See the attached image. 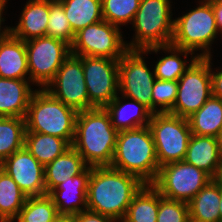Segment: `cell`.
I'll list each match as a JSON object with an SVG mask.
<instances>
[{
	"mask_svg": "<svg viewBox=\"0 0 222 222\" xmlns=\"http://www.w3.org/2000/svg\"><path fill=\"white\" fill-rule=\"evenodd\" d=\"M144 184L137 176L111 166L92 167L87 209L122 222L134 195Z\"/></svg>",
	"mask_w": 222,
	"mask_h": 222,
	"instance_id": "obj_1",
	"label": "cell"
},
{
	"mask_svg": "<svg viewBox=\"0 0 222 222\" xmlns=\"http://www.w3.org/2000/svg\"><path fill=\"white\" fill-rule=\"evenodd\" d=\"M118 131L105 108L79 111L72 147L90 167L110 166Z\"/></svg>",
	"mask_w": 222,
	"mask_h": 222,
	"instance_id": "obj_2",
	"label": "cell"
},
{
	"mask_svg": "<svg viewBox=\"0 0 222 222\" xmlns=\"http://www.w3.org/2000/svg\"><path fill=\"white\" fill-rule=\"evenodd\" d=\"M110 166L137 176L145 184L156 180L160 166L149 126L118 132Z\"/></svg>",
	"mask_w": 222,
	"mask_h": 222,
	"instance_id": "obj_3",
	"label": "cell"
},
{
	"mask_svg": "<svg viewBox=\"0 0 222 222\" xmlns=\"http://www.w3.org/2000/svg\"><path fill=\"white\" fill-rule=\"evenodd\" d=\"M78 111L65 105L46 89H35L25 116L26 131L57 136L71 145Z\"/></svg>",
	"mask_w": 222,
	"mask_h": 222,
	"instance_id": "obj_4",
	"label": "cell"
},
{
	"mask_svg": "<svg viewBox=\"0 0 222 222\" xmlns=\"http://www.w3.org/2000/svg\"><path fill=\"white\" fill-rule=\"evenodd\" d=\"M170 0H141L133 22L135 35L128 50L170 45L174 31ZM135 36V37H134Z\"/></svg>",
	"mask_w": 222,
	"mask_h": 222,
	"instance_id": "obj_5",
	"label": "cell"
},
{
	"mask_svg": "<svg viewBox=\"0 0 222 222\" xmlns=\"http://www.w3.org/2000/svg\"><path fill=\"white\" fill-rule=\"evenodd\" d=\"M218 28L210 2L199 1V6L174 19L171 45L192 51L198 57H211V44L217 38Z\"/></svg>",
	"mask_w": 222,
	"mask_h": 222,
	"instance_id": "obj_6",
	"label": "cell"
},
{
	"mask_svg": "<svg viewBox=\"0 0 222 222\" xmlns=\"http://www.w3.org/2000/svg\"><path fill=\"white\" fill-rule=\"evenodd\" d=\"M159 166L184 161L192 135L188 118L153 113L149 122Z\"/></svg>",
	"mask_w": 222,
	"mask_h": 222,
	"instance_id": "obj_7",
	"label": "cell"
},
{
	"mask_svg": "<svg viewBox=\"0 0 222 222\" xmlns=\"http://www.w3.org/2000/svg\"><path fill=\"white\" fill-rule=\"evenodd\" d=\"M211 96L210 57H198L179 78L177 98L168 113L188 118Z\"/></svg>",
	"mask_w": 222,
	"mask_h": 222,
	"instance_id": "obj_8",
	"label": "cell"
},
{
	"mask_svg": "<svg viewBox=\"0 0 222 222\" xmlns=\"http://www.w3.org/2000/svg\"><path fill=\"white\" fill-rule=\"evenodd\" d=\"M30 81L45 87L53 80L62 63L71 54V46L62 40L42 36L25 41Z\"/></svg>",
	"mask_w": 222,
	"mask_h": 222,
	"instance_id": "obj_9",
	"label": "cell"
},
{
	"mask_svg": "<svg viewBox=\"0 0 222 222\" xmlns=\"http://www.w3.org/2000/svg\"><path fill=\"white\" fill-rule=\"evenodd\" d=\"M121 29L104 19L75 33L71 54L120 60L128 51Z\"/></svg>",
	"mask_w": 222,
	"mask_h": 222,
	"instance_id": "obj_10",
	"label": "cell"
},
{
	"mask_svg": "<svg viewBox=\"0 0 222 222\" xmlns=\"http://www.w3.org/2000/svg\"><path fill=\"white\" fill-rule=\"evenodd\" d=\"M210 180L203 170L178 161L161 166L152 185L164 198L189 203Z\"/></svg>",
	"mask_w": 222,
	"mask_h": 222,
	"instance_id": "obj_11",
	"label": "cell"
},
{
	"mask_svg": "<svg viewBox=\"0 0 222 222\" xmlns=\"http://www.w3.org/2000/svg\"><path fill=\"white\" fill-rule=\"evenodd\" d=\"M144 50H128L119 60V92L123 99H134L152 112V89L156 80L142 55Z\"/></svg>",
	"mask_w": 222,
	"mask_h": 222,
	"instance_id": "obj_12",
	"label": "cell"
},
{
	"mask_svg": "<svg viewBox=\"0 0 222 222\" xmlns=\"http://www.w3.org/2000/svg\"><path fill=\"white\" fill-rule=\"evenodd\" d=\"M82 60L89 102L104 108L119 95V60L78 56Z\"/></svg>",
	"mask_w": 222,
	"mask_h": 222,
	"instance_id": "obj_13",
	"label": "cell"
},
{
	"mask_svg": "<svg viewBox=\"0 0 222 222\" xmlns=\"http://www.w3.org/2000/svg\"><path fill=\"white\" fill-rule=\"evenodd\" d=\"M45 89L78 112L95 108L89 102L82 60L78 56L70 54Z\"/></svg>",
	"mask_w": 222,
	"mask_h": 222,
	"instance_id": "obj_14",
	"label": "cell"
},
{
	"mask_svg": "<svg viewBox=\"0 0 222 222\" xmlns=\"http://www.w3.org/2000/svg\"><path fill=\"white\" fill-rule=\"evenodd\" d=\"M27 197L46 195L44 166L26 147L14 152L1 163Z\"/></svg>",
	"mask_w": 222,
	"mask_h": 222,
	"instance_id": "obj_15",
	"label": "cell"
},
{
	"mask_svg": "<svg viewBox=\"0 0 222 222\" xmlns=\"http://www.w3.org/2000/svg\"><path fill=\"white\" fill-rule=\"evenodd\" d=\"M92 167L59 184L48 195L60 216H73L87 209V191Z\"/></svg>",
	"mask_w": 222,
	"mask_h": 222,
	"instance_id": "obj_16",
	"label": "cell"
},
{
	"mask_svg": "<svg viewBox=\"0 0 222 222\" xmlns=\"http://www.w3.org/2000/svg\"><path fill=\"white\" fill-rule=\"evenodd\" d=\"M30 80L0 78V117L25 118L32 94Z\"/></svg>",
	"mask_w": 222,
	"mask_h": 222,
	"instance_id": "obj_17",
	"label": "cell"
},
{
	"mask_svg": "<svg viewBox=\"0 0 222 222\" xmlns=\"http://www.w3.org/2000/svg\"><path fill=\"white\" fill-rule=\"evenodd\" d=\"M118 95L104 108L110 116L113 127L119 132L149 126L152 112L134 99L123 103Z\"/></svg>",
	"mask_w": 222,
	"mask_h": 222,
	"instance_id": "obj_18",
	"label": "cell"
},
{
	"mask_svg": "<svg viewBox=\"0 0 222 222\" xmlns=\"http://www.w3.org/2000/svg\"><path fill=\"white\" fill-rule=\"evenodd\" d=\"M12 35L23 41L46 36L49 19V0H28Z\"/></svg>",
	"mask_w": 222,
	"mask_h": 222,
	"instance_id": "obj_19",
	"label": "cell"
},
{
	"mask_svg": "<svg viewBox=\"0 0 222 222\" xmlns=\"http://www.w3.org/2000/svg\"><path fill=\"white\" fill-rule=\"evenodd\" d=\"M25 41L11 35L0 44V78L30 80Z\"/></svg>",
	"mask_w": 222,
	"mask_h": 222,
	"instance_id": "obj_20",
	"label": "cell"
},
{
	"mask_svg": "<svg viewBox=\"0 0 222 222\" xmlns=\"http://www.w3.org/2000/svg\"><path fill=\"white\" fill-rule=\"evenodd\" d=\"M87 167L82 156L71 146L44 167L47 194L68 178L81 174Z\"/></svg>",
	"mask_w": 222,
	"mask_h": 222,
	"instance_id": "obj_21",
	"label": "cell"
},
{
	"mask_svg": "<svg viewBox=\"0 0 222 222\" xmlns=\"http://www.w3.org/2000/svg\"><path fill=\"white\" fill-rule=\"evenodd\" d=\"M222 157L216 137L192 134L184 161L206 172L211 178Z\"/></svg>",
	"mask_w": 222,
	"mask_h": 222,
	"instance_id": "obj_22",
	"label": "cell"
},
{
	"mask_svg": "<svg viewBox=\"0 0 222 222\" xmlns=\"http://www.w3.org/2000/svg\"><path fill=\"white\" fill-rule=\"evenodd\" d=\"M160 50H163L170 55L162 57L156 62L153 70L156 79L159 80L178 81L190 65L198 58L197 55L192 56L194 54L192 51L181 49L171 44L165 46H153L144 49V54L148 55V52L150 53L151 51L157 53ZM189 53L192 56V59H190L191 62L187 65V59L183 60L180 56L184 55V58H187Z\"/></svg>",
	"mask_w": 222,
	"mask_h": 222,
	"instance_id": "obj_23",
	"label": "cell"
},
{
	"mask_svg": "<svg viewBox=\"0 0 222 222\" xmlns=\"http://www.w3.org/2000/svg\"><path fill=\"white\" fill-rule=\"evenodd\" d=\"M221 187L210 180L188 203L189 217L204 222H220Z\"/></svg>",
	"mask_w": 222,
	"mask_h": 222,
	"instance_id": "obj_24",
	"label": "cell"
},
{
	"mask_svg": "<svg viewBox=\"0 0 222 222\" xmlns=\"http://www.w3.org/2000/svg\"><path fill=\"white\" fill-rule=\"evenodd\" d=\"M188 121L192 134L216 137L222 129V99L211 96Z\"/></svg>",
	"mask_w": 222,
	"mask_h": 222,
	"instance_id": "obj_25",
	"label": "cell"
},
{
	"mask_svg": "<svg viewBox=\"0 0 222 222\" xmlns=\"http://www.w3.org/2000/svg\"><path fill=\"white\" fill-rule=\"evenodd\" d=\"M71 146L57 136L28 131L25 134V147L44 167Z\"/></svg>",
	"mask_w": 222,
	"mask_h": 222,
	"instance_id": "obj_26",
	"label": "cell"
},
{
	"mask_svg": "<svg viewBox=\"0 0 222 222\" xmlns=\"http://www.w3.org/2000/svg\"><path fill=\"white\" fill-rule=\"evenodd\" d=\"M159 191L144 184L134 195L122 222H157Z\"/></svg>",
	"mask_w": 222,
	"mask_h": 222,
	"instance_id": "obj_27",
	"label": "cell"
},
{
	"mask_svg": "<svg viewBox=\"0 0 222 222\" xmlns=\"http://www.w3.org/2000/svg\"><path fill=\"white\" fill-rule=\"evenodd\" d=\"M75 34L88 25L103 20L102 0H59Z\"/></svg>",
	"mask_w": 222,
	"mask_h": 222,
	"instance_id": "obj_28",
	"label": "cell"
},
{
	"mask_svg": "<svg viewBox=\"0 0 222 222\" xmlns=\"http://www.w3.org/2000/svg\"><path fill=\"white\" fill-rule=\"evenodd\" d=\"M27 196L3 169L0 170V219L13 222L24 206Z\"/></svg>",
	"mask_w": 222,
	"mask_h": 222,
	"instance_id": "obj_29",
	"label": "cell"
},
{
	"mask_svg": "<svg viewBox=\"0 0 222 222\" xmlns=\"http://www.w3.org/2000/svg\"><path fill=\"white\" fill-rule=\"evenodd\" d=\"M25 118L0 117V162L25 147Z\"/></svg>",
	"mask_w": 222,
	"mask_h": 222,
	"instance_id": "obj_30",
	"label": "cell"
},
{
	"mask_svg": "<svg viewBox=\"0 0 222 222\" xmlns=\"http://www.w3.org/2000/svg\"><path fill=\"white\" fill-rule=\"evenodd\" d=\"M59 216L52 198L46 194L27 197L13 222H54Z\"/></svg>",
	"mask_w": 222,
	"mask_h": 222,
	"instance_id": "obj_31",
	"label": "cell"
},
{
	"mask_svg": "<svg viewBox=\"0 0 222 222\" xmlns=\"http://www.w3.org/2000/svg\"><path fill=\"white\" fill-rule=\"evenodd\" d=\"M141 0H102V15L105 21L120 27L131 23Z\"/></svg>",
	"mask_w": 222,
	"mask_h": 222,
	"instance_id": "obj_32",
	"label": "cell"
},
{
	"mask_svg": "<svg viewBox=\"0 0 222 222\" xmlns=\"http://www.w3.org/2000/svg\"><path fill=\"white\" fill-rule=\"evenodd\" d=\"M46 36L56 38L72 45L75 34L66 18L62 3L59 0H49V19Z\"/></svg>",
	"mask_w": 222,
	"mask_h": 222,
	"instance_id": "obj_33",
	"label": "cell"
},
{
	"mask_svg": "<svg viewBox=\"0 0 222 222\" xmlns=\"http://www.w3.org/2000/svg\"><path fill=\"white\" fill-rule=\"evenodd\" d=\"M177 90L178 81L156 79L152 89V113L169 112L175 104Z\"/></svg>",
	"mask_w": 222,
	"mask_h": 222,
	"instance_id": "obj_34",
	"label": "cell"
},
{
	"mask_svg": "<svg viewBox=\"0 0 222 222\" xmlns=\"http://www.w3.org/2000/svg\"><path fill=\"white\" fill-rule=\"evenodd\" d=\"M188 203L164 198L159 193L157 222H187Z\"/></svg>",
	"mask_w": 222,
	"mask_h": 222,
	"instance_id": "obj_35",
	"label": "cell"
},
{
	"mask_svg": "<svg viewBox=\"0 0 222 222\" xmlns=\"http://www.w3.org/2000/svg\"><path fill=\"white\" fill-rule=\"evenodd\" d=\"M73 222H117L116 220L93 212L91 210H84L72 216Z\"/></svg>",
	"mask_w": 222,
	"mask_h": 222,
	"instance_id": "obj_36",
	"label": "cell"
},
{
	"mask_svg": "<svg viewBox=\"0 0 222 222\" xmlns=\"http://www.w3.org/2000/svg\"><path fill=\"white\" fill-rule=\"evenodd\" d=\"M212 57H210V74L212 83V96L222 99V70L212 71Z\"/></svg>",
	"mask_w": 222,
	"mask_h": 222,
	"instance_id": "obj_37",
	"label": "cell"
},
{
	"mask_svg": "<svg viewBox=\"0 0 222 222\" xmlns=\"http://www.w3.org/2000/svg\"><path fill=\"white\" fill-rule=\"evenodd\" d=\"M212 5V9L215 16L216 26L219 32L222 31V0L209 1Z\"/></svg>",
	"mask_w": 222,
	"mask_h": 222,
	"instance_id": "obj_38",
	"label": "cell"
},
{
	"mask_svg": "<svg viewBox=\"0 0 222 222\" xmlns=\"http://www.w3.org/2000/svg\"><path fill=\"white\" fill-rule=\"evenodd\" d=\"M5 6L0 5V44L4 42L6 39H8L12 35V27H5L3 30L1 29L2 22L5 21V19L2 17L3 11Z\"/></svg>",
	"mask_w": 222,
	"mask_h": 222,
	"instance_id": "obj_39",
	"label": "cell"
},
{
	"mask_svg": "<svg viewBox=\"0 0 222 222\" xmlns=\"http://www.w3.org/2000/svg\"><path fill=\"white\" fill-rule=\"evenodd\" d=\"M212 180L222 188V159L219 162Z\"/></svg>",
	"mask_w": 222,
	"mask_h": 222,
	"instance_id": "obj_40",
	"label": "cell"
},
{
	"mask_svg": "<svg viewBox=\"0 0 222 222\" xmlns=\"http://www.w3.org/2000/svg\"><path fill=\"white\" fill-rule=\"evenodd\" d=\"M217 145L222 157V129L218 132V135L216 136Z\"/></svg>",
	"mask_w": 222,
	"mask_h": 222,
	"instance_id": "obj_41",
	"label": "cell"
},
{
	"mask_svg": "<svg viewBox=\"0 0 222 222\" xmlns=\"http://www.w3.org/2000/svg\"><path fill=\"white\" fill-rule=\"evenodd\" d=\"M54 222H73L72 216H59Z\"/></svg>",
	"mask_w": 222,
	"mask_h": 222,
	"instance_id": "obj_42",
	"label": "cell"
},
{
	"mask_svg": "<svg viewBox=\"0 0 222 222\" xmlns=\"http://www.w3.org/2000/svg\"><path fill=\"white\" fill-rule=\"evenodd\" d=\"M219 213H220V222H222V188H221V197L219 203Z\"/></svg>",
	"mask_w": 222,
	"mask_h": 222,
	"instance_id": "obj_43",
	"label": "cell"
},
{
	"mask_svg": "<svg viewBox=\"0 0 222 222\" xmlns=\"http://www.w3.org/2000/svg\"><path fill=\"white\" fill-rule=\"evenodd\" d=\"M187 222H204V221H199V220L189 217Z\"/></svg>",
	"mask_w": 222,
	"mask_h": 222,
	"instance_id": "obj_44",
	"label": "cell"
},
{
	"mask_svg": "<svg viewBox=\"0 0 222 222\" xmlns=\"http://www.w3.org/2000/svg\"><path fill=\"white\" fill-rule=\"evenodd\" d=\"M6 4H7V0H0V5L6 6Z\"/></svg>",
	"mask_w": 222,
	"mask_h": 222,
	"instance_id": "obj_45",
	"label": "cell"
}]
</instances>
